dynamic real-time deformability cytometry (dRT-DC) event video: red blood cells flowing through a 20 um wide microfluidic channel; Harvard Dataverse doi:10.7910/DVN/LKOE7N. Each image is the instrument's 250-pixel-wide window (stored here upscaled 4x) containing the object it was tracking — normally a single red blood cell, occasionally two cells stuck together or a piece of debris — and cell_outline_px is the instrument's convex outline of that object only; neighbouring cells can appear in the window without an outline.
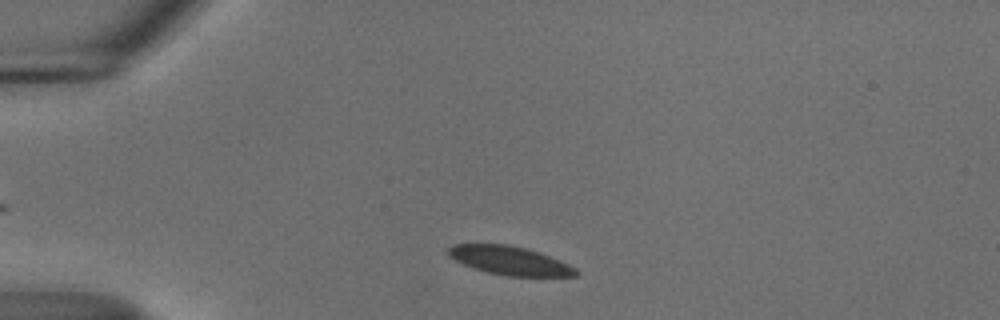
{"species": "common noctule bat (a hibernating species)", "species_latin": "Nyctalus noctula", "temperature_condition": "cold", "stored_images_in_passage": 39, "camera_frame_rate_fps": 3000, "um_per_image_px": 0.085, "animal": {"sex": "male", "body_mass_g": 18.8}, "frame": {"image": 1, "passage_image": 4, "time_ms": 1.0, "image_size_px": [1000, 320], "cell_outline_px": [[580, 272], [576, 276], [508, 276], [488, 272], [472, 268], [448, 256], [448, 248], [452, 244], [508, 244], [524, 248], [560, 260], [576, 268]], "centroid_in_image_um": [43.32, 22.15], "position_along_channel_um": 41.7, "area_um2": 21.1}}
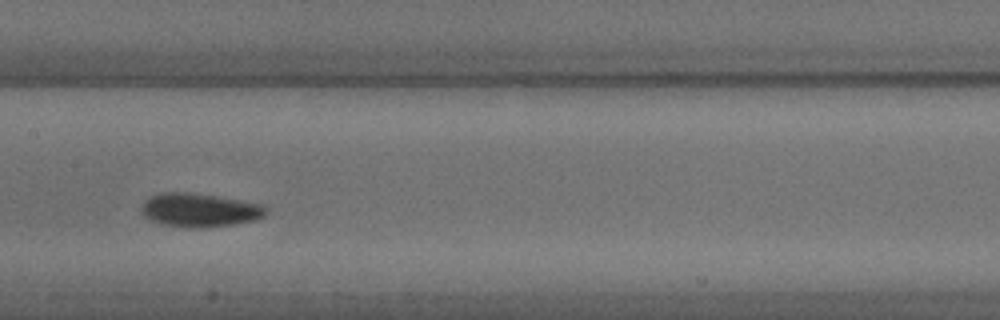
{"frame": {"image": 2, "passage_image": 19, "time_ms": 6.0, "image_size_px": [1000, 320], "cell_outline_px": [[268, 208], [264, 216], [256, 220], [236, 224], [208, 228], [184, 228], [164, 224], [152, 220], [144, 216], [140, 208], [152, 196], [164, 192], [188, 192], [216, 196], [260, 204]], "centroid_in_image_um": [17.0, 17.88], "position_along_channel_um": 190.4, "area_um2": 24.33}}
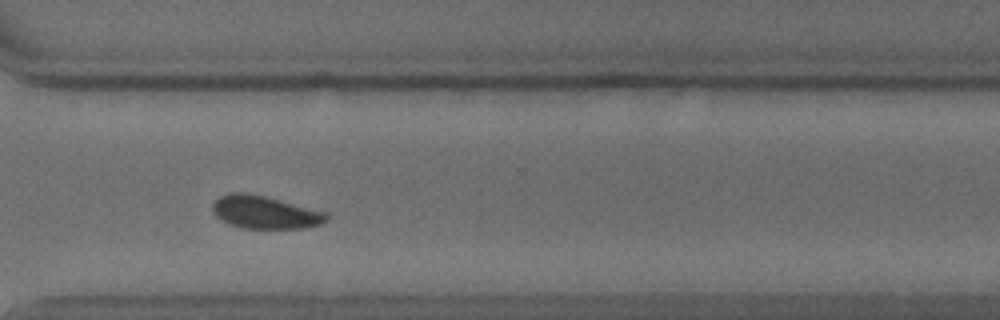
{"frame": {"image": 3, "passage_image": 32, "time_ms": 10.333, "image_size_px": [1000, 320], "cell_outline_px": [[328, 220], [320, 224], [304, 228], [244, 228], [228, 224], [220, 220], [212, 212], [212, 204], [220, 196], [228, 192], [244, 192], [264, 196], [328, 212]], "centroid_in_image_um": [22.5, 18.04], "position_along_channel_um": 348.1, "area_um2": 21.91}, "authors_computed_cell_mechanics": {"area_um2": 22.3108, "velocity_mm_per_s": 3.6411, "shape_relaxation_time_tau1_ms": 3.0344, "shape_relaxation_time_tau2_ms": null, "deformation_change_tau1": 0.0912, "deformation_change_tau2": null}}